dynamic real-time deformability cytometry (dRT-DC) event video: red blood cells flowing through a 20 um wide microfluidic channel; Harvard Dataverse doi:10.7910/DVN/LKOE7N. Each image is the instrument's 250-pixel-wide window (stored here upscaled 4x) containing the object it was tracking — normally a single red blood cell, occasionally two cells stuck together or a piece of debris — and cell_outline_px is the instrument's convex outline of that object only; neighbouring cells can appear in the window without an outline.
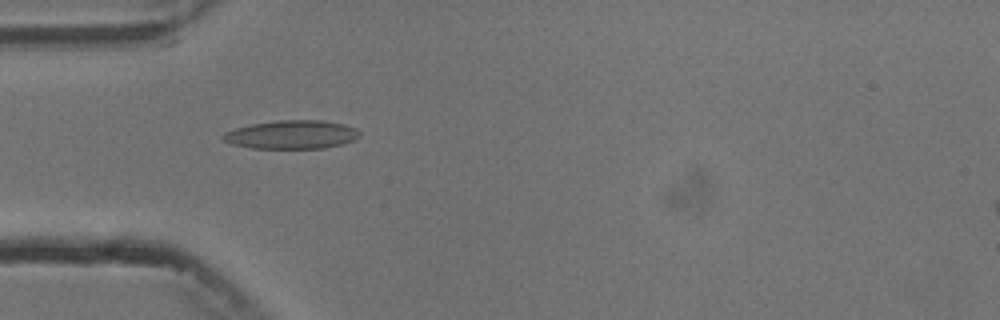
{"species": "common noctule bat (a hibernating species)", "species_latin": "Nyctalus noctula", "temperature_condition": "cold", "stored_images_in_passage": 2, "camera_frame_rate_fps": 3000, "um_per_image_px": 0.085, "animal": {"sex": "male", "body_mass_g": 13.3}, "frame": {"image": 1, "passage_image": 1, "time_ms": 0.0, "image_size_px": [1000, 320], "cell_outline_px": [[360, 136], [344, 144], [324, 148], [252, 148], [232, 144], [224, 140], [220, 136], [224, 132], [236, 128], [252, 124], [276, 120], [324, 120], [344, 124], [356, 128], [360, 132]], "centroid_in_image_um": [24.81, 11.43], "position_along_channel_um": 60.2, "area_um2": 22.77}}
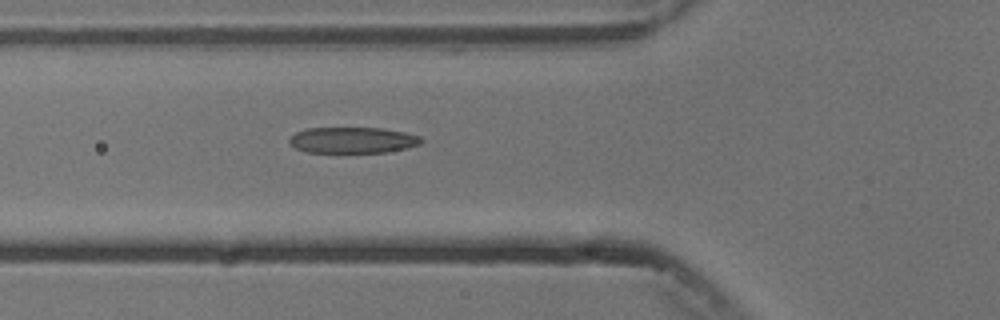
{"frame": {"image": 2, "passage_image": 2, "time_ms": 1.0, "image_size_px": [1000, 320], "cell_outline_px": [[424, 140], [420, 144], [408, 148], [388, 152], [340, 156], [308, 152], [296, 148], [288, 140], [296, 132], [308, 128], [384, 128], [404, 132], [420, 136]], "centroid_in_image_um": [29.99, 11.97], "position_along_channel_um": 95.8, "area_um2": 21.1}}